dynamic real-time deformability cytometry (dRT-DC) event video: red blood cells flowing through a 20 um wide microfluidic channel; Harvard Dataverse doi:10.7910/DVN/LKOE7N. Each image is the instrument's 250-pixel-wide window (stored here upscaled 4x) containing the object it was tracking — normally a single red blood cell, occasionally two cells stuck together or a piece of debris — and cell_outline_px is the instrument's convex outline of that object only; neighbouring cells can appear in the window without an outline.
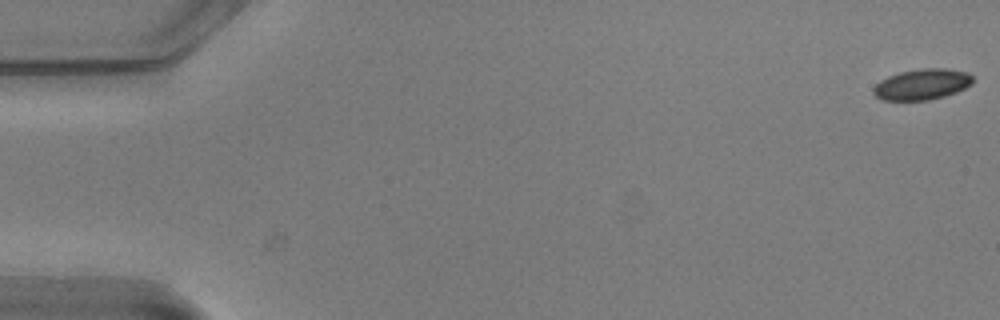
{"species": "common noctule bat (a hibernating species)", "species_latin": "Nyctalus noctula", "temperature_condition": "warm", "stored_images_in_passage": 48, "camera_frame_rate_fps": 3000, "um_per_image_px": 0.085, "animal": {"sex": "male", "body_mass_g": 20.5, "forearm_length_mm": 52.5}, "frame": {"image": 1, "passage_image": 1, "time_ms": 0.0, "image_size_px": [1000, 320], "cell_outline_px": [[972, 84], [956, 92], [944, 96], [928, 100], [884, 100], [876, 96], [872, 92], [872, 88], [880, 80], [888, 76], [900, 72], [920, 68], [948, 68], [968, 72], [972, 76]], "centroid_in_image_um": [78.37, 7.16], "position_along_channel_um": 6.6, "area_um2": 17.92}}
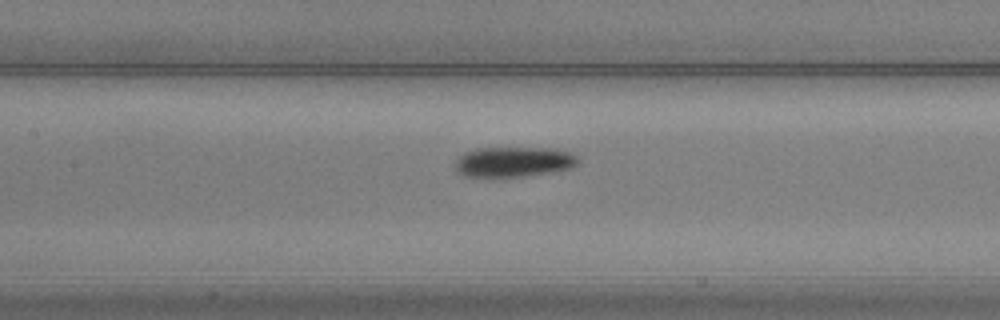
{"frame": {"image": 2, "passage_image": 26, "time_ms": 8.333, "image_size_px": [1000, 320], "cell_outline_px": [[580, 164], [572, 168], [552, 172], [528, 176], [464, 176], [456, 172], [456, 160], [464, 152], [476, 148], [552, 148], [568, 152], [576, 156], [580, 160]], "centroid_in_image_um": [43.69, 13.75], "position_along_channel_um": 163.7, "area_um2": 21.68}}
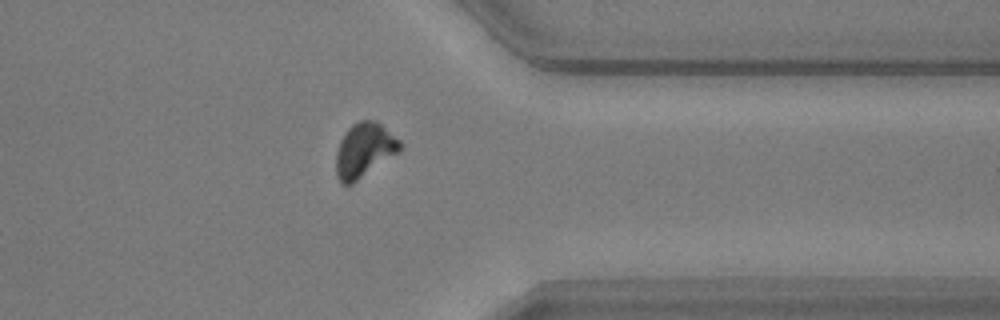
{"frame": {"image": 3, "passage_image": 44, "time_ms": 14.333, "image_size_px": [1000, 320], "cell_outline_px": [[404, 144], [400, 152], [352, 184], [340, 184], [336, 176], [336, 152], [340, 140], [348, 128], [352, 124], [360, 120], [372, 120], [380, 124], [400, 140]], "centroid_in_image_um": [30.97, 12.78], "position_along_channel_um": 380.4, "area_um2": 20.4}}